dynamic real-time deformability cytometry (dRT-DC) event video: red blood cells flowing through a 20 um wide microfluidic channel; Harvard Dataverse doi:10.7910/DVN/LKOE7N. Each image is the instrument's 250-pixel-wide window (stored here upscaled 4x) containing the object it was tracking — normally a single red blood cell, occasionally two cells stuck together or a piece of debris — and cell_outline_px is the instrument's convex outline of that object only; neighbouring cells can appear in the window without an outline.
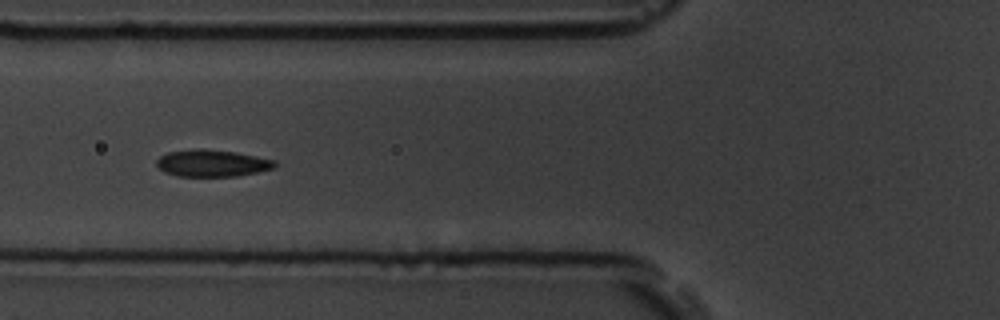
{"species": "common noctule bat (a hibernating species)", "species_latin": "Nyctalus noctula", "temperature_condition": "room temperature", "stored_images_in_passage": 8, "camera_frame_rate_fps": 3000, "um_per_image_px": 0.085, "animal": {"sex": "male", "body_mass_g": 19.5, "forearm_length_mm": 54.6}, "frame": {"image": 1, "passage_image": 6, "time_ms": 6.667, "image_size_px": [1000, 320], "cell_outline_px": [[276, 168], [236, 176], [176, 176], [164, 172], [156, 164], [156, 160], [160, 156], [168, 152], [200, 148], [236, 152], [276, 160]], "centroid_in_image_um": [18.03, 13.87], "position_along_channel_um": 107.8, "area_um2": 18.55}}
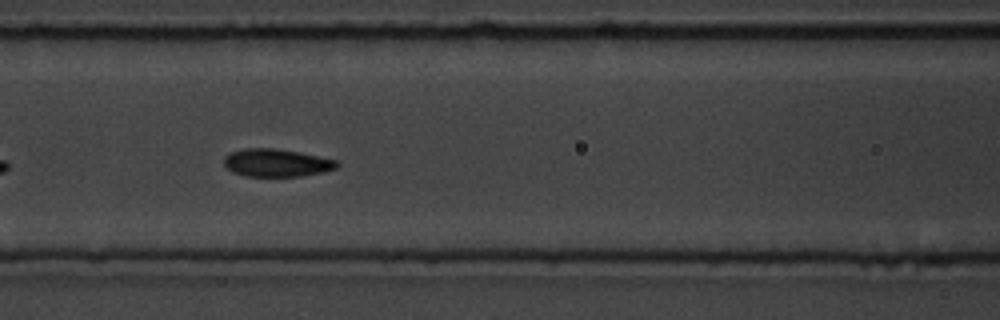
{"frame": {"image": 2, "passage_image": 7, "time_ms": 7.667, "image_size_px": [1000, 320], "cell_outline_px": [[340, 164], [336, 168], [320, 172], [300, 176], [244, 176], [232, 172], [224, 164], [224, 156], [232, 152], [244, 148], [276, 148], [300, 152], [340, 160]], "centroid_in_image_um": [23.52, 13.83], "position_along_channel_um": 143.1, "area_um2": 18.38}}
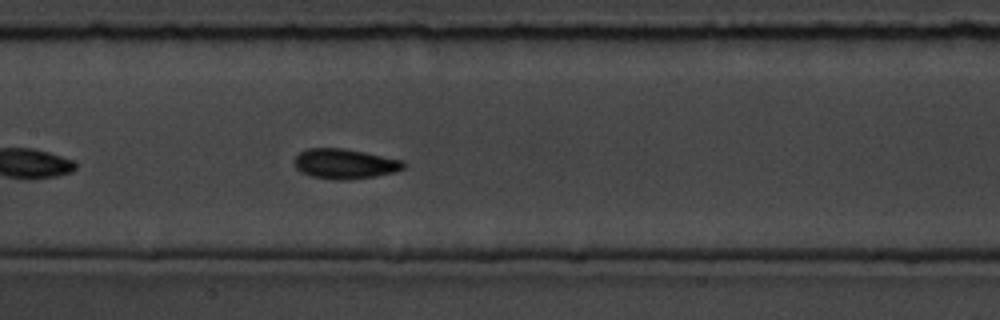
{"frame": {"image": 3, "passage_image": 8, "time_ms": 8.667, "image_size_px": [1000, 320], "cell_outline_px": [[408, 164], [404, 168], [396, 172], [376, 176], [348, 180], [332, 180], [312, 176], [300, 172], [296, 168], [292, 160], [300, 152], [308, 148], [344, 148], [404, 160]], "centroid_in_image_um": [29.32, 13.93], "position_along_channel_um": 178.1, "area_um2": 19.42}}